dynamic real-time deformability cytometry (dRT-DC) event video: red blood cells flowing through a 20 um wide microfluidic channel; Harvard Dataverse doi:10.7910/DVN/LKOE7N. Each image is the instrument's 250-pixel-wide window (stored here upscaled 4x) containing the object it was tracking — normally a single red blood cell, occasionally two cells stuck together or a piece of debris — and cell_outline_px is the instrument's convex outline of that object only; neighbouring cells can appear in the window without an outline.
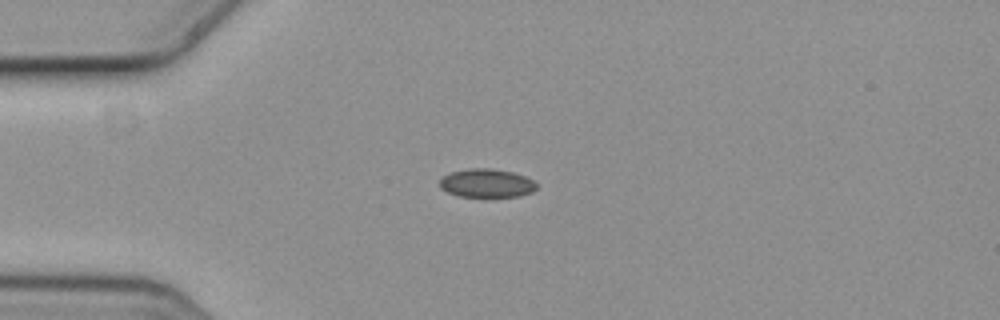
{"species": "common noctule bat (a hibernating species)", "species_latin": "Nyctalus noctula", "temperature_condition": "cold", "stored_images_in_passage": 7, "camera_frame_rate_fps": 3000, "um_per_image_px": 0.085, "animal": {"sex": "female", "body_mass_g": 19.3, "forearm_length_mm": 54.1}, "frame": {"image": 1, "passage_image": 5, "time_ms": 1.333, "image_size_px": [1000, 320], "cell_outline_px": [[536, 188], [532, 192], [520, 196], [460, 196], [448, 192], [440, 188], [440, 180], [444, 176], [452, 172], [468, 168], [492, 168], [512, 172], [524, 176], [532, 180], [536, 184]], "centroid_in_image_um": [41.36, 15.56], "position_along_channel_um": 43.6, "area_um2": 15.9}}
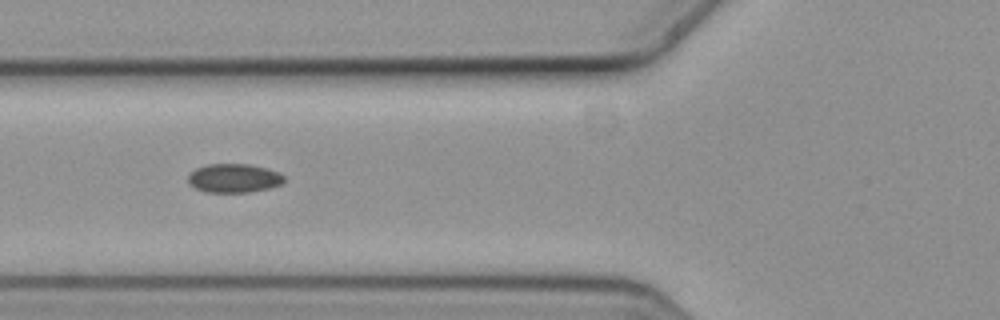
{"frame": {"image": 2, "passage_image": 7, "time_ms": 2.0, "image_size_px": [1000, 320], "cell_outline_px": [[284, 184], [268, 188], [248, 192], [204, 192], [188, 184], [188, 176], [196, 168], [208, 164], [248, 164], [280, 172], [284, 176]], "centroid_in_image_um": [19.88, 15.15], "position_along_channel_um": 105.9, "area_um2": 16.13}}